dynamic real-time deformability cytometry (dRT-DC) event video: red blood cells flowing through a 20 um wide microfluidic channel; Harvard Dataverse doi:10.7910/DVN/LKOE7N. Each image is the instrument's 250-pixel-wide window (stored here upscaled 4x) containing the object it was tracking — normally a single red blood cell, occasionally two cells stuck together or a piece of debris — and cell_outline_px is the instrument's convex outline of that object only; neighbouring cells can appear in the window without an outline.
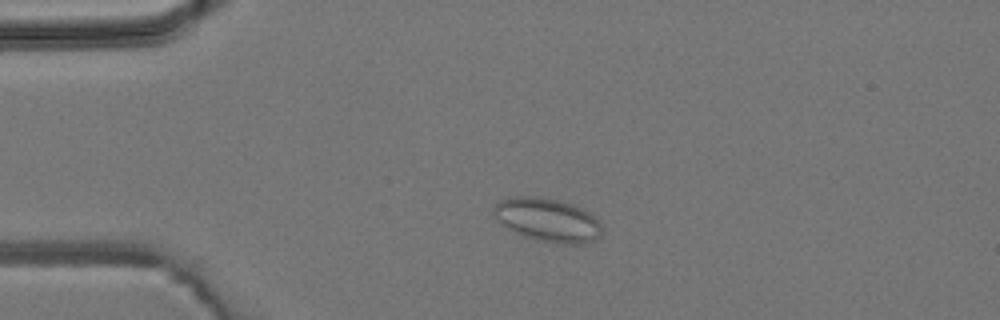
{"species": "common noctule bat (a hibernating species)", "species_latin": "Nyctalus noctula", "temperature_condition": "room temperature", "stored_images_in_passage": 6, "camera_frame_rate_fps": 3000, "um_per_image_px": 0.085, "animal": {"sex": "male", "body_mass_g": 19.2, "forearm_length_mm": 51.8}, "frame": {"image": 1, "passage_image": 2, "time_ms": 2.0, "image_size_px": [1000, 320], "cell_outline_px": [[600, 236], [596, 240], [580, 244], [564, 244], [540, 240], [524, 236], [516, 232], [504, 224], [492, 212], [492, 208], [500, 200], [512, 196], [532, 196], [556, 200], [572, 204], [584, 208], [600, 224]], "centroid_in_image_um": [46.55, 18.68], "position_along_channel_um": 38.4, "area_um2": 26.93}}
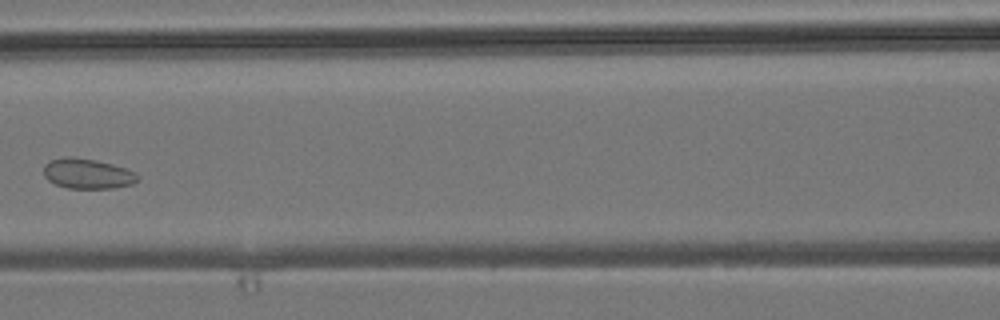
{"frame": {"image": 2, "passage_image": 5, "time_ms": 5.667, "image_size_px": [1000, 320], "cell_outline_px": [[140, 176], [132, 184], [112, 188], [68, 188], [56, 184], [48, 180], [44, 176], [44, 164], [52, 160], [68, 156], [72, 156], [96, 160], [112, 164], [136, 172]], "centroid_in_image_um": [7.43, 14.75], "position_along_channel_um": 159.2, "area_um2": 16.42}}
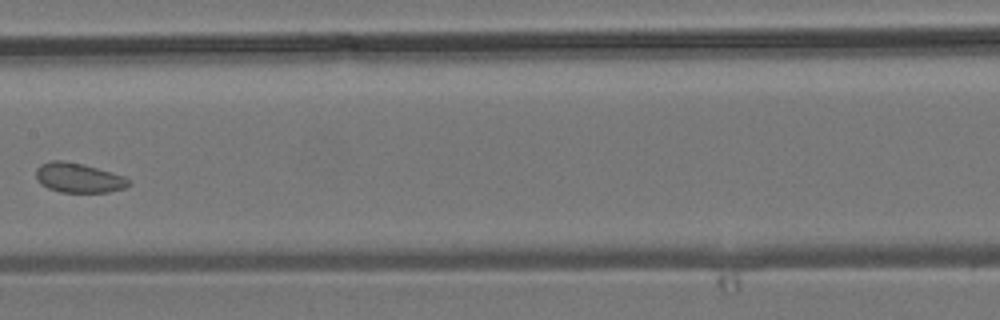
{"frame": {"image": 3, "passage_image": 6, "time_ms": 6.667, "image_size_px": [1000, 320], "cell_outline_px": [[132, 184], [124, 188], [108, 192], [60, 192], [48, 188], [40, 184], [36, 176], [36, 168], [40, 164], [52, 160], [60, 160], [84, 164], [112, 172], [124, 176]], "centroid_in_image_um": [6.67, 15.11], "position_along_channel_um": 200.7, "area_um2": 16.07}}